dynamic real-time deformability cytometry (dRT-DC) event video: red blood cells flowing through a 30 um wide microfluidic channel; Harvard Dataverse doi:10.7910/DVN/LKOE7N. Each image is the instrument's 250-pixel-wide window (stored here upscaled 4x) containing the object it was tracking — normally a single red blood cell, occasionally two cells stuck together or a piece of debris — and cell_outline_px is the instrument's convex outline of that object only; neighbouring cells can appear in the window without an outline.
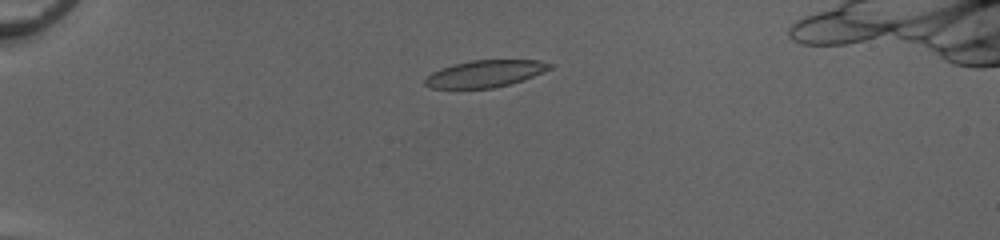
{"species": "common noctule bat (a hibernating species)", "species_latin": "Nyctalus noctula", "temperature_condition": "cold", "stored_images_in_passage": 48, "camera_frame_rate_fps": 3000, "um_per_image_px": 0.085, "animal": {"sex": "female", "body_mass_g": 20.0, "forearm_length_mm": 54.0}, "frame": {"image": 1, "passage_image": 11, "time_ms": 3.333, "image_size_px": [1000, 240], "cell_outline_px": [[556, 64], [552, 68], [544, 72], [524, 80], [492, 88], [428, 88], [424, 84], [424, 80], [432, 72], [440, 68], [452, 64], [472, 60], [540, 60]], "centroid_in_image_um": [41.26, 6.25], "position_along_channel_um": 43.7, "area_um2": 19.77}}
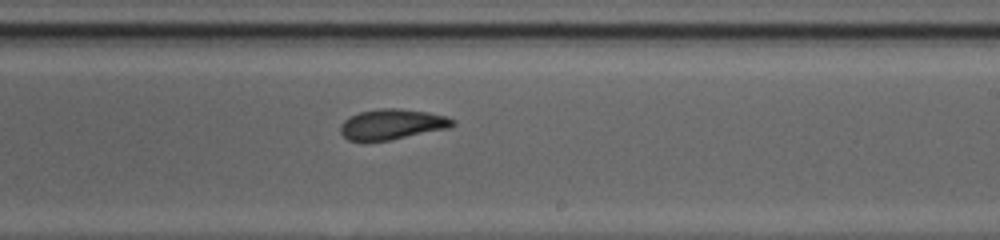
{"frame": {"image": 2, "passage_image": 30, "time_ms": 9.667, "image_size_px": [1000, 240], "cell_outline_px": [[456, 124], [452, 128], [388, 140], [364, 144], [348, 140], [340, 132], [340, 124], [348, 116], [360, 112], [380, 108], [400, 108], [428, 112], [444, 116], [456, 120]], "centroid_in_image_um": [33.29, 10.59], "position_along_channel_um": 255.7, "area_um2": 20.52}}
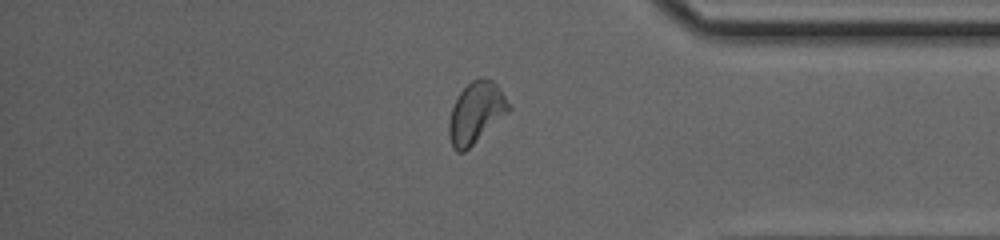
{"frame": {"image": 3, "passage_image": 41, "time_ms": 13.333, "image_size_px": [1000, 240], "cell_outline_px": [[512, 108], [508, 112], [464, 152], [456, 152], [452, 148], [448, 136], [448, 124], [452, 108], [460, 92], [472, 80], [480, 76], [492, 80], [496, 84]], "centroid_in_image_um": [40.43, 9.58], "position_along_channel_um": 394.8, "area_um2": 21.04}, "authors_computed_cell_mechanics": {"area_um2": 20.7213, "velocity_mm_per_s": 4.1246, "shape_relaxation_time_tau1_ms": null, "shape_relaxation_time_tau2_ms": 1.9151, "deformation_change_tau1": null, "deformation_change_tau2": 0.0737}}